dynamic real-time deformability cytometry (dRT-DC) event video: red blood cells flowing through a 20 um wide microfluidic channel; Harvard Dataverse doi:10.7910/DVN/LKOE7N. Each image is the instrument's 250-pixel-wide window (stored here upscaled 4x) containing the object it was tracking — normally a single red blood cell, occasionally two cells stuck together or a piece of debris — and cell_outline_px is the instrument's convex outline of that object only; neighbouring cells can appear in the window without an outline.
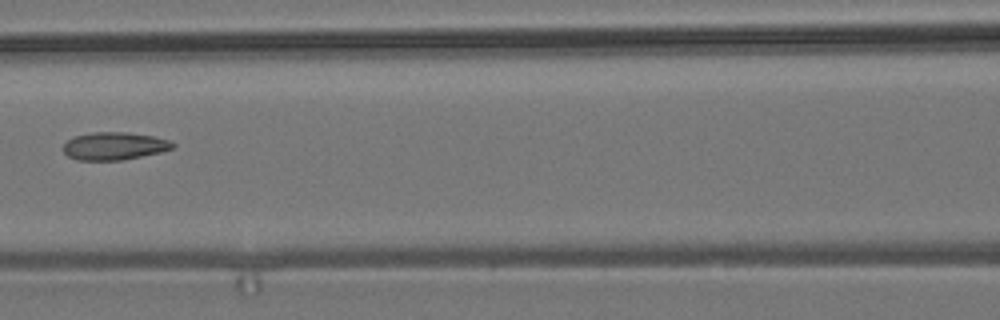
{"species": "common noctule bat (a hibernating species)", "species_latin": "Nyctalus noctula", "temperature_condition": "room temperature", "stored_images_in_passage": 3, "camera_frame_rate_fps": 3000, "um_per_image_px": 0.085, "animal": {"sex": "male", "body_mass_g": 19.2, "forearm_length_mm": 51.8}, "frame": {"image": 1, "passage_image": 3, "time_ms": 2.333, "image_size_px": [1000, 320], "cell_outline_px": [[176, 144], [172, 148], [160, 152], [120, 160], [76, 160], [68, 156], [64, 152], [64, 144], [72, 136], [92, 132], [128, 132], [152, 136], [172, 140]], "centroid_in_image_um": [9.71, 12.4], "position_along_channel_um": 156.9, "area_um2": 17.69}}